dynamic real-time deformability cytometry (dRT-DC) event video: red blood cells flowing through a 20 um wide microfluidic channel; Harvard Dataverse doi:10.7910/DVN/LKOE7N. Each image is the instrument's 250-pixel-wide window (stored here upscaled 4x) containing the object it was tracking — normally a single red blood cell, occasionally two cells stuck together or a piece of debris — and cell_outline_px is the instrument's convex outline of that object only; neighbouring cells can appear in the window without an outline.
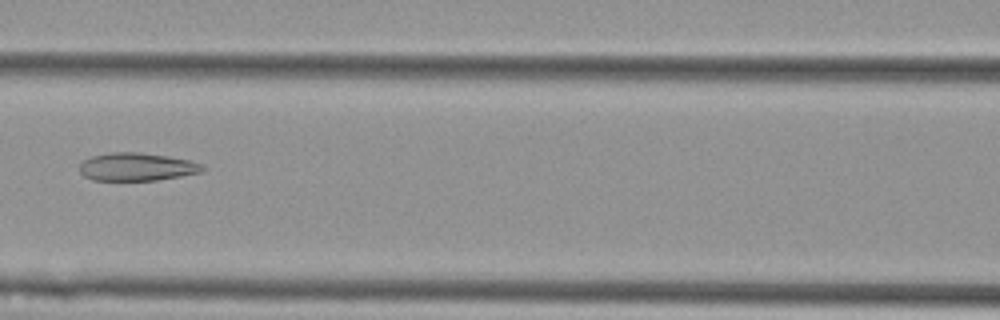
{"species": "Egyptian fruit bat (a non-hibernating species)", "species_latin": "Rousettus aegyptiacus", "temperature_condition": "cold", "stored_images_in_passage": 4, "camera_frame_rate_fps": 3000, "um_per_image_px": 0.085, "animal": {"sex": "female"}, "frame": {"image": 1, "passage_image": 4, "time_ms": 1.0, "image_size_px": [1000, 320], "cell_outline_px": [[208, 168], [200, 172], [180, 176], [156, 180], [92, 180], [84, 176], [80, 172], [80, 164], [84, 160], [92, 156], [112, 152], [140, 152], [168, 156], [192, 160], [204, 164]], "centroid_in_image_um": [11.67, 14.17], "position_along_channel_um": 154.9, "area_um2": 20.17}}